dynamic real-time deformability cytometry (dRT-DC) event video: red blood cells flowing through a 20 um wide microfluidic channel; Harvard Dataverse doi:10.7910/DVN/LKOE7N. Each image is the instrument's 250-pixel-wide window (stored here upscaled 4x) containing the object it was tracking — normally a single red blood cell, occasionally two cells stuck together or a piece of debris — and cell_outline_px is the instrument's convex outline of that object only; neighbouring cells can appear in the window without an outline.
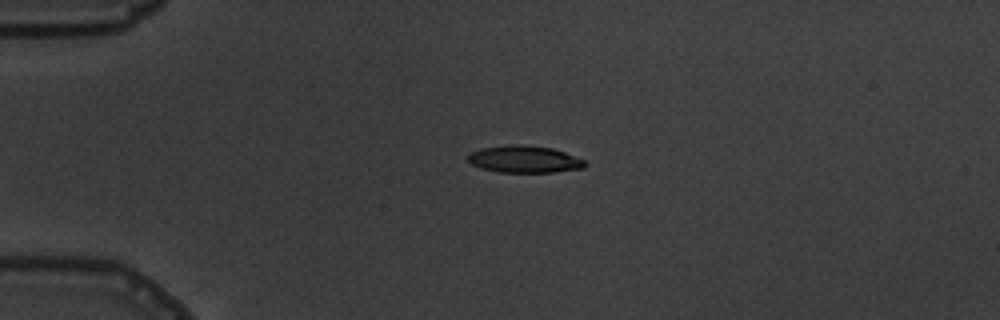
{"species": "common noctule bat (a hibernating species)", "species_latin": "Nyctalus noctula", "temperature_condition": "warm", "stored_images_in_passage": 6, "camera_frame_rate_fps": 3000, "um_per_image_px": 0.085, "animal": {"sex": "male", "body_mass_g": 19.5, "forearm_length_mm": 54.6}, "frame": {"image": 1, "passage_image": 4, "time_ms": 4.333, "image_size_px": [1000, 320], "cell_outline_px": [[588, 164], [584, 168], [552, 172], [500, 172], [480, 168], [472, 164], [468, 160], [468, 156], [472, 152], [484, 148], [512, 144], [516, 144], [552, 148], [564, 152], [584, 160]], "centroid_in_image_um": [44.6, 13.54], "position_along_channel_um": 40.4, "area_um2": 18.21}}